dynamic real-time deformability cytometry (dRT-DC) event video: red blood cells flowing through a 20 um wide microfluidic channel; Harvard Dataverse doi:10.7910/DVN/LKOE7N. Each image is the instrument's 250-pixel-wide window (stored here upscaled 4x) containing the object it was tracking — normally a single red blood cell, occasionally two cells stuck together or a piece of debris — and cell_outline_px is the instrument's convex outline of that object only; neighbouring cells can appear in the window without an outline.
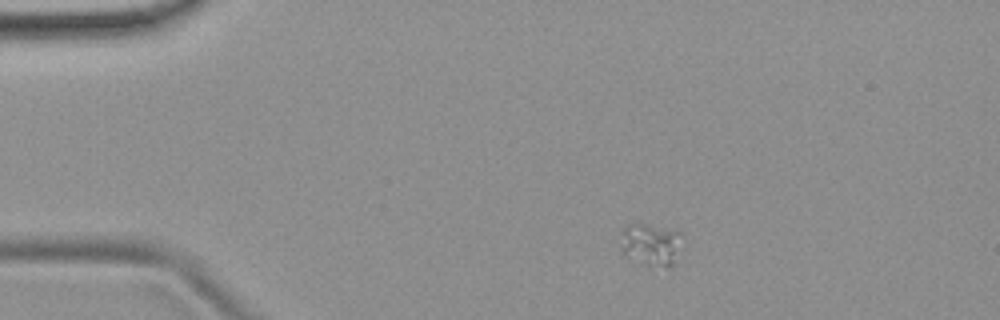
{"species": "common noctule bat (a hibernating species)", "species_latin": "Nyctalus noctula", "temperature_condition": "room temperature", "stored_images_in_passage": 4, "camera_frame_rate_fps": 3000, "um_per_image_px": 0.085, "animal": {"sex": "female", "body_mass_g": 19.9}, "frame": {"image": 1, "passage_image": 1, "time_ms": 0.0, "image_size_px": [1000, 320], "cell_outline_px": [[684, 236], [672, 264], [668, 268], [664, 268], [644, 264], [624, 256], [620, 248], [620, 232], [628, 224], [648, 224], [680, 232]], "centroid_in_image_um": [55.28, 20.78], "position_along_channel_um": 29.7, "area_um2": 15.37}}